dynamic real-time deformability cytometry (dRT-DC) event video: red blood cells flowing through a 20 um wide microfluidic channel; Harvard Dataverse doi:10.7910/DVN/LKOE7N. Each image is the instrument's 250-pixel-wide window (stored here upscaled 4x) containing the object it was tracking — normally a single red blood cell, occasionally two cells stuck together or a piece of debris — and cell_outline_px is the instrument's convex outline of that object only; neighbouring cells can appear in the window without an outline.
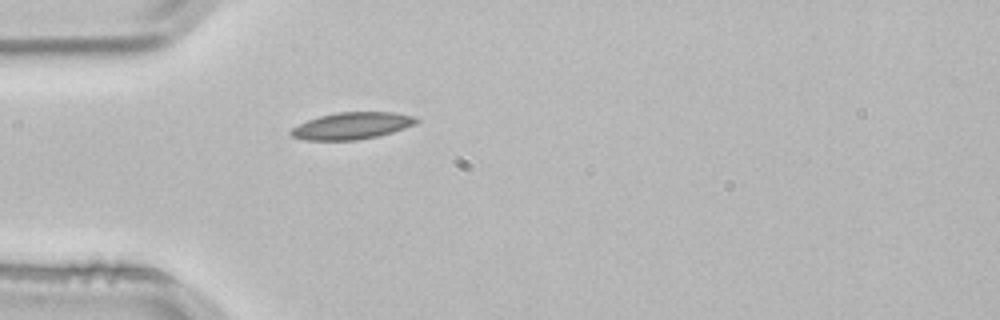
{"species": "common noctule bat (a hibernating species)", "species_latin": "Nyctalus noctula", "temperature_condition": "room temperature", "stored_images_in_passage": 1, "camera_frame_rate_fps": 3000, "um_per_image_px": 0.085, "animal": {"sex": "male", "body_mass_g": 21.5, "forearm_length_mm": 52.0}, "frame": {"image": 1, "passage_image": 1, "time_ms": 0.0, "image_size_px": [1000, 320], "cell_outline_px": [[420, 120], [416, 124], [392, 132], [376, 136], [356, 140], [308, 140], [292, 136], [288, 132], [292, 128], [308, 120], [320, 116], [336, 112], [396, 112], [416, 116]], "centroid_in_image_um": [29.95, 10.68], "position_along_channel_um": 55.0, "area_um2": 19.59}}